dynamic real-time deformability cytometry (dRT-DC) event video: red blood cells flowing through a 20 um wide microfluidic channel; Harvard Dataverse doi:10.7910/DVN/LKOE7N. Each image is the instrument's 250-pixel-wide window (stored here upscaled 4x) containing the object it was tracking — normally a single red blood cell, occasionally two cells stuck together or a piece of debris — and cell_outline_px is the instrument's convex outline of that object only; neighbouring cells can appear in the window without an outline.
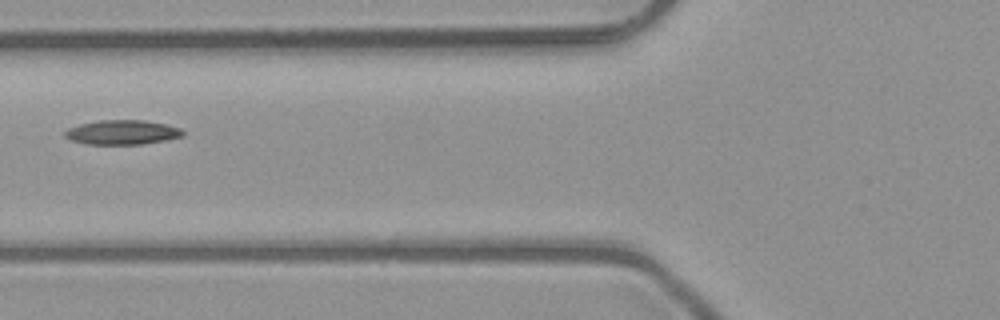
{"species": "common noctule bat (a hibernating species)", "species_latin": "Nyctalus noctula", "temperature_condition": "room temperature", "stored_images_in_passage": 2, "camera_frame_rate_fps": 3000, "um_per_image_px": 0.085, "animal": {"sex": "male", "body_mass_g": 23.1, "forearm_length_mm": 52.7}, "frame": {"image": 1, "passage_image": 2, "time_ms": 0.333, "image_size_px": [1000, 320], "cell_outline_px": [[184, 136], [168, 140], [140, 144], [84, 144], [72, 140], [64, 136], [64, 132], [68, 128], [80, 124], [100, 120], [144, 120], [164, 124], [180, 128], [184, 132]], "centroid_in_image_um": [10.39, 11.25], "position_along_channel_um": 115.4, "area_um2": 16.82}}